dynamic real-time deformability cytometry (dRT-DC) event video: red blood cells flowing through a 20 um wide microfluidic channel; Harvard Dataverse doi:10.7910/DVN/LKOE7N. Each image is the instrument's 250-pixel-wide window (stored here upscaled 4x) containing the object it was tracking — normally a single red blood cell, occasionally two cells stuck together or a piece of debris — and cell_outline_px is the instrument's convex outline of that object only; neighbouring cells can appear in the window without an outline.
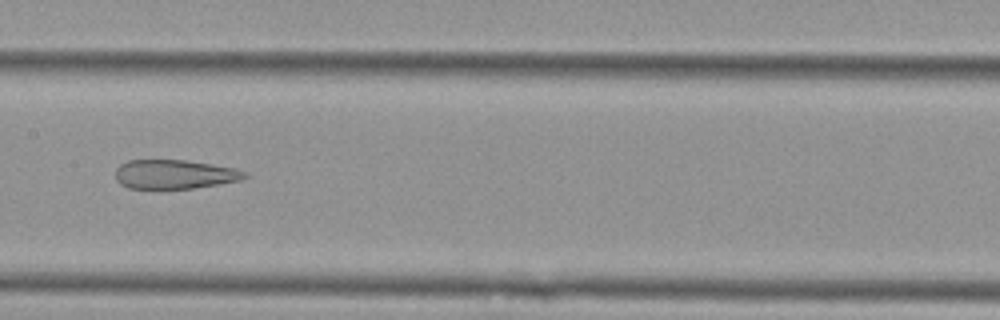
{"species": "Egyptian fruit bat (a non-hibernating species)", "species_latin": "Rousettus aegyptiacus", "temperature_condition": "cold", "stored_images_in_passage": 6, "camera_frame_rate_fps": 3000, "um_per_image_px": 0.085, "animal": {"sex": "female"}, "frame": {"image": 1, "passage_image": 4, "time_ms": 1.0, "image_size_px": [1000, 320], "cell_outline_px": [[248, 176], [240, 180], [192, 188], [128, 188], [120, 184], [116, 180], [116, 168], [120, 164], [128, 160], [184, 160], [236, 168], [248, 172]], "centroid_in_image_um": [14.82, 14.81], "position_along_channel_um": 192.6, "area_um2": 21.79}}
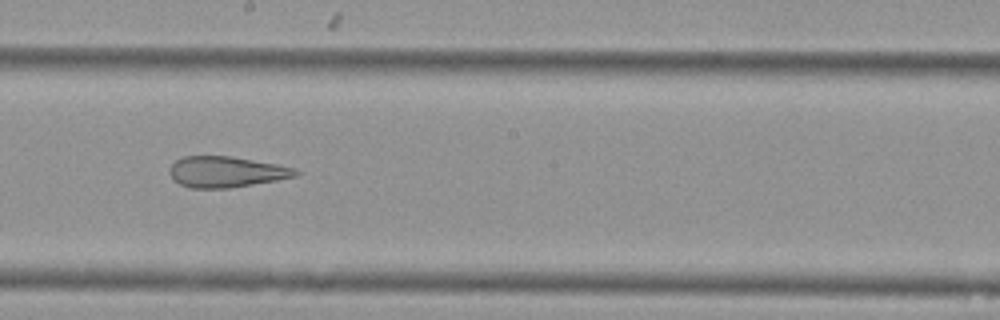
{"frame": {"image": 2, "passage_image": 5, "time_ms": 1.333, "image_size_px": [1000, 320], "cell_outline_px": [[300, 172], [296, 176], [276, 180], [228, 188], [188, 188], [172, 180], [168, 172], [172, 164], [176, 160], [184, 156], [232, 156], [276, 164], [296, 168]], "centroid_in_image_um": [19.19, 14.61], "position_along_channel_um": 229.0, "area_um2": 22.72}}
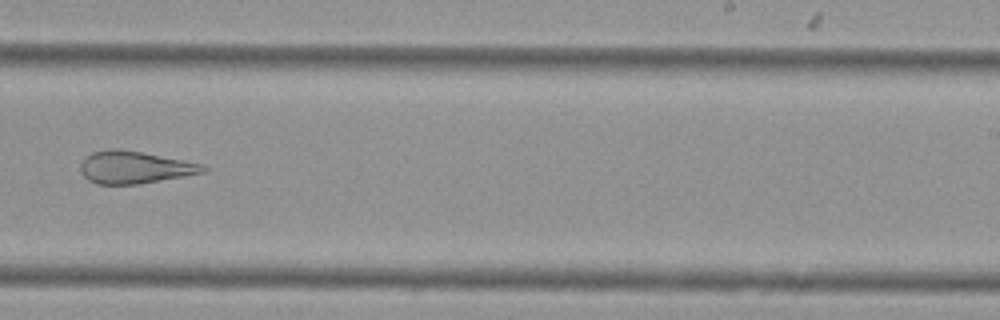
{"frame": {"image": 3, "passage_image": 6, "time_ms": 1.667, "image_size_px": [1000, 320], "cell_outline_px": [[208, 168], [204, 172], [184, 176], [140, 184], [96, 184], [88, 180], [80, 172], [80, 164], [92, 152], [116, 148], [120, 148], [204, 164]], "centroid_in_image_um": [11.44, 14.23], "position_along_channel_um": 277.6, "area_um2": 23.0}}